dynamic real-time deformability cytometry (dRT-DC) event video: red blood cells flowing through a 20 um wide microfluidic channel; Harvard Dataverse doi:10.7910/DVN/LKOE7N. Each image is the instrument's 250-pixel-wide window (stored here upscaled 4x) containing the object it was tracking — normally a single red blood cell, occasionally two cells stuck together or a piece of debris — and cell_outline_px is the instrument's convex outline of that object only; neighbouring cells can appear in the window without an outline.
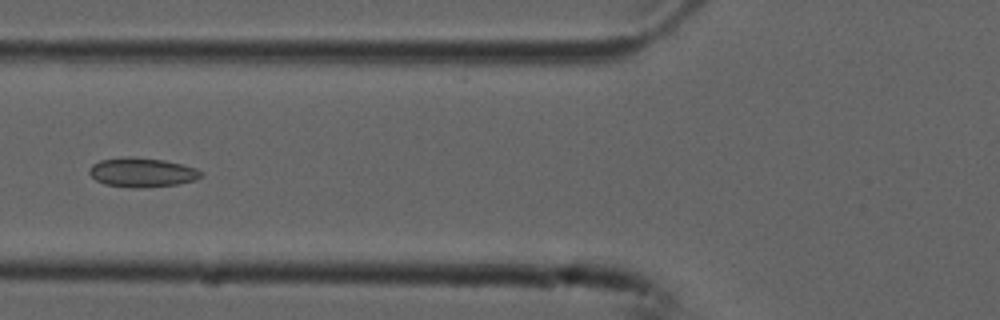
{"species": "common noctule bat (a hibernating species)", "species_latin": "Nyctalus noctula", "temperature_condition": "cold", "stored_images_in_passage": 7, "camera_frame_rate_fps": 3000, "um_per_image_px": 0.085, "animal": {"sex": "male", "forearm_length_mm": 52.5}, "frame": {"image": 1, "passage_image": 5, "time_ms": 1.333, "image_size_px": [1000, 320], "cell_outline_px": [[204, 176], [196, 180], [176, 184], [140, 188], [136, 188], [104, 184], [96, 180], [88, 172], [88, 168], [92, 164], [100, 160], [128, 156], [164, 160], [196, 168], [204, 172]], "centroid_in_image_um": [12.08, 14.65], "position_along_channel_um": 113.7, "area_um2": 19.13}}
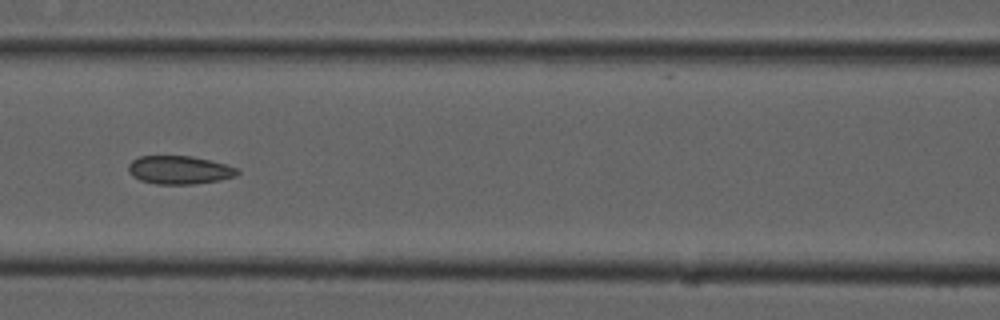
{"frame": {"image": 2, "passage_image": 6, "time_ms": 1.667, "image_size_px": [1000, 320], "cell_outline_px": [[240, 172], [236, 176], [220, 180], [192, 184], [156, 184], [140, 180], [132, 176], [128, 172], [128, 164], [132, 160], [140, 156], [192, 156], [240, 168]], "centroid_in_image_um": [15.24, 14.45], "position_along_channel_um": 151.4, "area_um2": 18.03}}
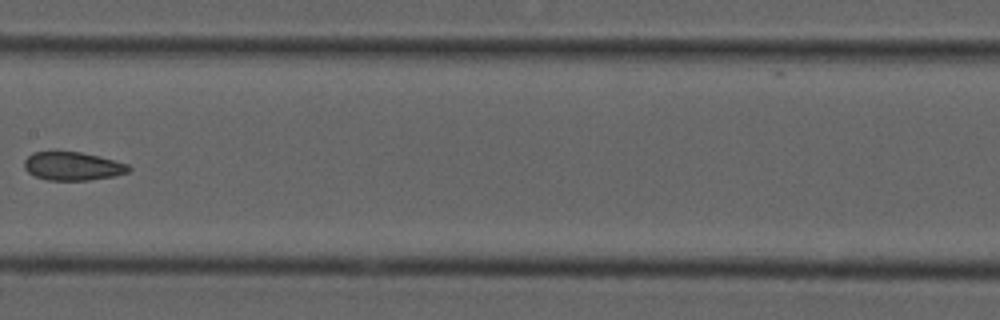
{"frame": {"image": 3, "passage_image": 7, "time_ms": 2.0, "image_size_px": [1000, 320], "cell_outline_px": [[132, 168], [128, 172], [116, 176], [88, 180], [48, 180], [36, 176], [28, 172], [24, 168], [24, 160], [32, 152], [80, 152], [100, 156], [128, 164]], "centroid_in_image_um": [6.2, 14.12], "position_along_channel_um": 201.2, "area_um2": 17.28}}